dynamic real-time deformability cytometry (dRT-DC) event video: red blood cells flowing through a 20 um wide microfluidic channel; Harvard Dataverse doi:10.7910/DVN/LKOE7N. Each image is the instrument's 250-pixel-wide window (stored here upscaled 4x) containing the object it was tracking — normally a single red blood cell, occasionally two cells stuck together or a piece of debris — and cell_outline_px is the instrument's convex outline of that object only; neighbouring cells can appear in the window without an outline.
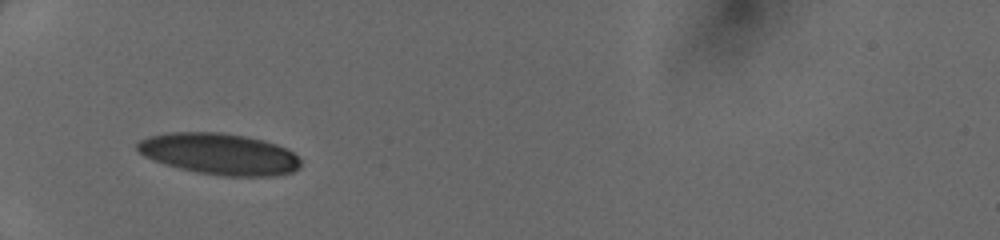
{"species": "human", "species_latin": "Homo sapiens", "temperature_condition": "cold", "stored_images_in_passage": 18, "camera_frame_rate_fps": 3000, "um_per_image_px": 0.085, "donor": {"sex": "female"}, "frame": {"image": 1, "passage_image": 1, "time_ms": 0.0, "image_size_px": [1000, 240], "cell_outline_px": [[300, 168], [292, 172], [276, 176], [220, 176], [196, 172], [164, 164], [144, 156], [136, 148], [136, 144], [140, 140], [148, 136], [168, 132], [220, 132], [244, 136], [264, 140], [276, 144], [292, 152], [300, 160]], "centroid_in_image_um": [18.63, 13.09], "position_along_channel_um": 66.4, "area_um2": 39.42}}
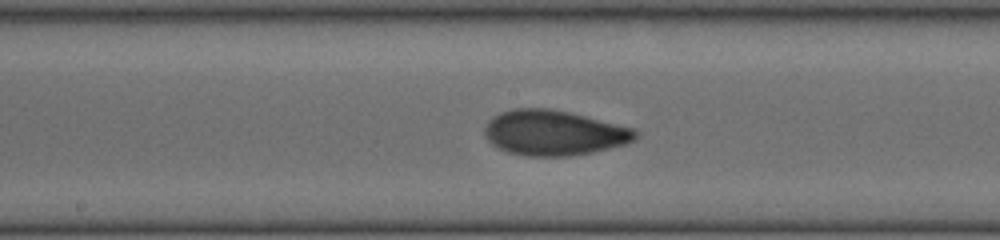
{"frame": {"image": 2, "passage_image": 11, "time_ms": 3.333, "image_size_px": [1000, 240], "cell_outline_px": [[636, 136], [632, 140], [624, 144], [592, 152], [572, 156], [528, 156], [508, 152], [496, 148], [484, 136], [484, 128], [488, 120], [492, 116], [500, 112], [512, 108], [548, 108], [568, 112], [632, 128], [636, 132]], "centroid_in_image_um": [46.98, 11.29], "position_along_channel_um": 201.2, "area_um2": 39.48}}
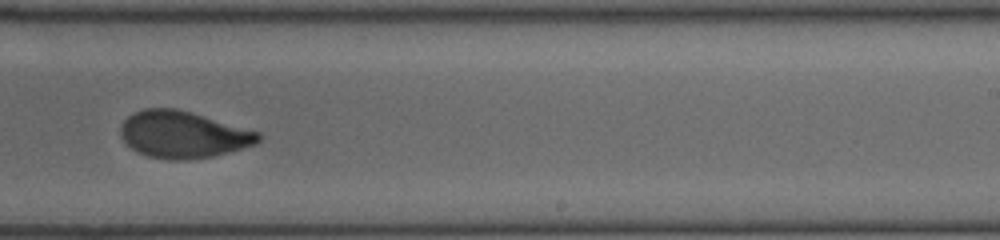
{"frame": {"image": 3, "passage_image": 16, "time_ms": 5.0, "image_size_px": [1000, 240], "cell_outline_px": [[260, 140], [256, 144], [212, 156], [184, 160], [168, 160], [148, 156], [132, 148], [120, 136], [120, 128], [124, 120], [128, 116], [144, 108], [176, 108], [192, 112], [260, 132]], "centroid_in_image_um": [15.55, 11.43], "position_along_channel_um": 273.4, "area_um2": 37.4}}